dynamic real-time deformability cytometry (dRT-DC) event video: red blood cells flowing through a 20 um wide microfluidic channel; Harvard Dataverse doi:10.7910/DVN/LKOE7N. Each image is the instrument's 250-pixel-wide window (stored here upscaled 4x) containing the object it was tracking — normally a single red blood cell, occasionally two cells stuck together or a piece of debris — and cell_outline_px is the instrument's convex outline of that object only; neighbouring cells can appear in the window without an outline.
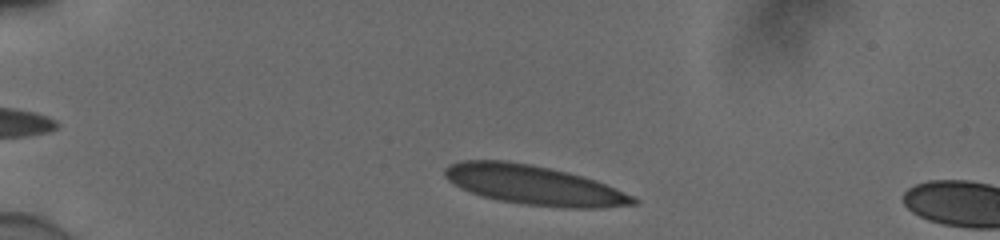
{"species": "human", "species_latin": "Homo sapiens", "temperature_condition": "cold", "stored_images_in_passage": 6, "camera_frame_rate_fps": 3000, "um_per_image_px": 0.085, "donor": {"sex": "male"}, "frame": {"image": 1, "passage_image": 3, "time_ms": 0.667, "image_size_px": [1000, 240], "cell_outline_px": [[640, 204], [600, 208], [564, 208], [524, 204], [496, 200], [460, 188], [452, 184], [444, 176], [444, 168], [448, 164], [460, 160], [504, 160], [532, 164], [568, 172], [584, 176], [596, 180], [636, 196], [640, 200]], "centroid_in_image_um": [45.42, 15.73], "position_along_channel_um": 39.6, "area_um2": 43.87}}